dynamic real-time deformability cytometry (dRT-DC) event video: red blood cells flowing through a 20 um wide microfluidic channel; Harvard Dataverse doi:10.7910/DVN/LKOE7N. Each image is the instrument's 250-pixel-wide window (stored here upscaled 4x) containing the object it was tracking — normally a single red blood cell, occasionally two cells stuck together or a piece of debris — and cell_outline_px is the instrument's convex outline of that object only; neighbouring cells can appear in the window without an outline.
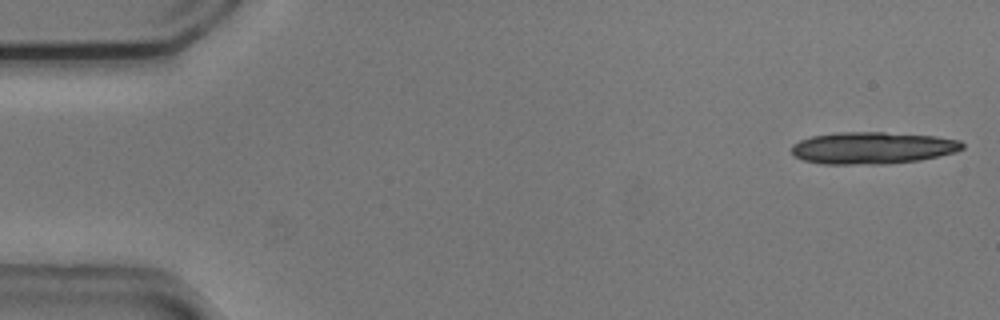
{"species": "common noctule bat (a hibernating species)", "species_latin": "Nyctalus noctula", "temperature_condition": "cold", "stored_images_in_passage": 15, "camera_frame_rate_fps": 3000, "um_per_image_px": 0.085, "animal": {"sex": "male", "body_mass_g": 20.5, "forearm_length_mm": 52.5}, "frame": {"image": 1, "passage_image": 1, "time_ms": 0.0, "image_size_px": [1000, 320], "cell_outline_px": [[964, 148], [956, 152], [920, 160], [888, 164], [820, 164], [804, 160], [796, 156], [792, 152], [792, 144], [800, 140], [812, 136], [836, 132], [884, 132], [936, 136], [960, 140], [964, 144]], "centroid_in_image_um": [74.18, 12.57], "position_along_channel_um": 10.8, "area_um2": 32.02}}